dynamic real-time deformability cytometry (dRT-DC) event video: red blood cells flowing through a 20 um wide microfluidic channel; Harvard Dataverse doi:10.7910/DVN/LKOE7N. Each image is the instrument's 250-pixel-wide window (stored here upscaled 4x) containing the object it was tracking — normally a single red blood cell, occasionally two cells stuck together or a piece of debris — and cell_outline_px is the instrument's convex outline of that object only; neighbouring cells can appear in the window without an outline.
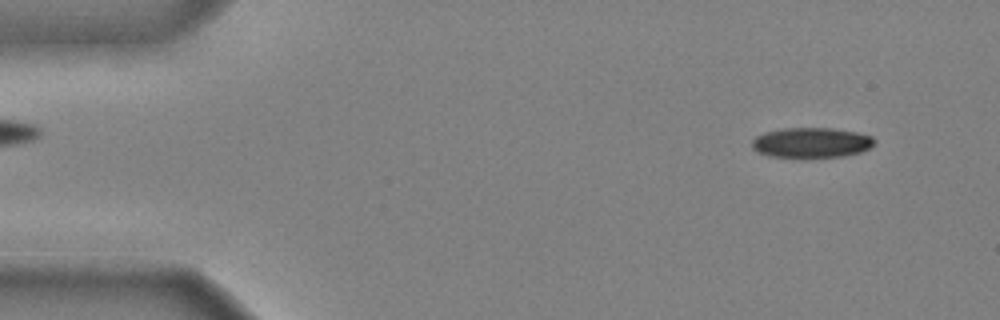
{"species": "common noctule bat (a hibernating species)", "species_latin": "Nyctalus noctula", "temperature_condition": "cold", "stored_images_in_passage": 45, "camera_frame_rate_fps": 3000, "um_per_image_px": 0.085, "animal": {"sex": "male", "body_mass_g": 20.4}, "frame": {"image": 1, "passage_image": 4, "time_ms": 1.0, "image_size_px": [1000, 320], "cell_outline_px": [[876, 144], [860, 152], [844, 156], [804, 160], [800, 160], [768, 156], [756, 152], [752, 148], [752, 140], [756, 136], [764, 132], [784, 128], [832, 128], [856, 132], [872, 136], [876, 140]], "centroid_in_image_um": [68.94, 12.17], "position_along_channel_um": 16.1, "area_um2": 22.48}}
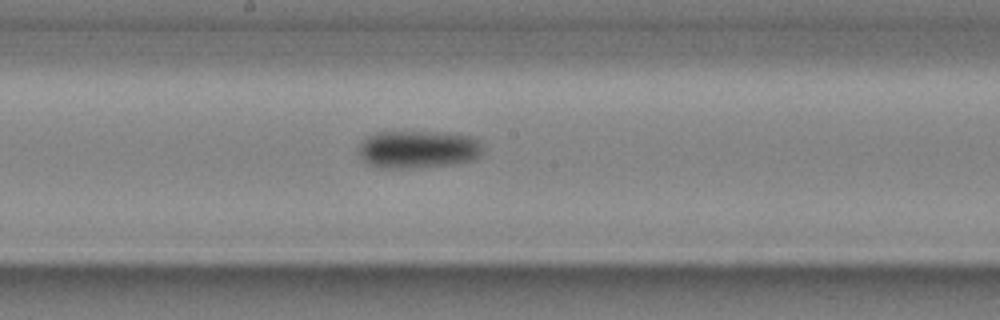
{"frame": {"image": 2, "passage_image": 26, "time_ms": 8.333, "image_size_px": [1000, 320], "cell_outline_px": [[484, 152], [480, 156], [472, 160], [452, 164], [412, 168], [380, 168], [368, 164], [360, 156], [360, 140], [376, 132], [444, 132], [472, 136], [480, 144]], "centroid_in_image_um": [35.53, 12.69], "position_along_channel_um": 212.7, "area_um2": 27.4}}
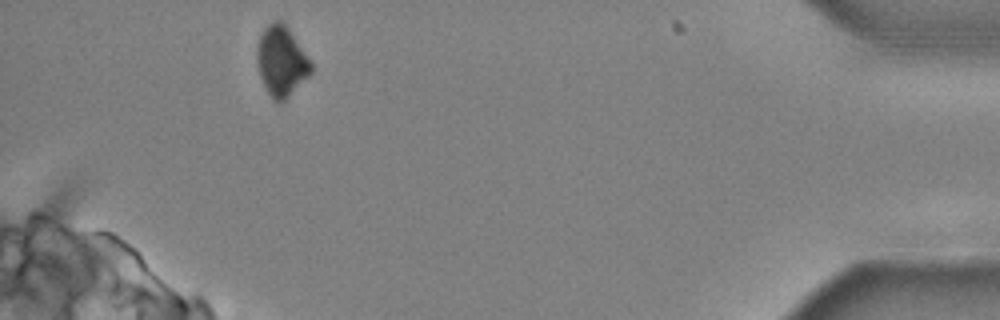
{"frame": {"image": 3, "passage_image": 45, "time_ms": 14.667, "image_size_px": [1000, 320], "cell_outline_px": [[312, 72], [284, 100], [272, 100], [260, 76], [256, 60], [256, 52], [260, 36], [264, 28], [272, 20], [280, 20], [284, 24], [304, 52], [312, 64]], "centroid_in_image_um": [23.89, 5.18], "position_along_channel_um": 411.3, "area_um2": 21.44}, "authors_computed_cell_mechanics": {"area_um2": 24.6806, "velocity_mm_per_s": 3.9651, "shape_relaxation_time_tau1_ms": 2.6957, "shape_relaxation_time_tau2_ms": null, "deformation_change_tau1": 0.1113, "deformation_change_tau2": null}}